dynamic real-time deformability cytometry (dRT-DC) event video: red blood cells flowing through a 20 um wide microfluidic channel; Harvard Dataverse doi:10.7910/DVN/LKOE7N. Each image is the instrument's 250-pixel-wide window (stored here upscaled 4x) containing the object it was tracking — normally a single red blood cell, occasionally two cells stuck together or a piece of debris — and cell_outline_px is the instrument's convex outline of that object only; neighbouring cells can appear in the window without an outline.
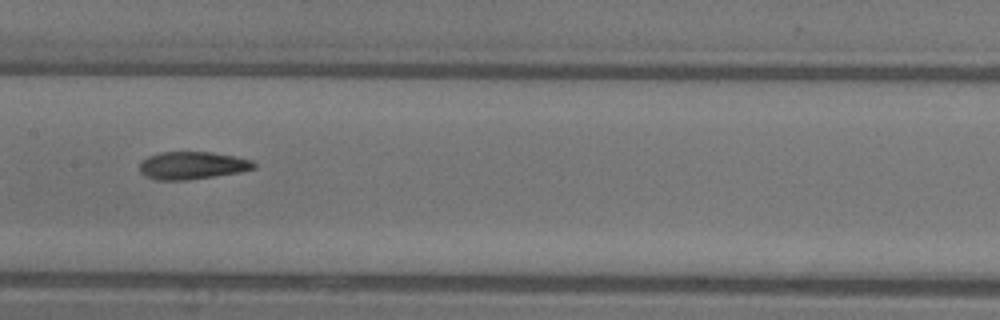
{"species": "common noctule bat (a hibernating species)", "species_latin": "Nyctalus noctula", "temperature_condition": "warm", "stored_images_in_passage": 8, "camera_frame_rate_fps": 3000, "um_per_image_px": 0.085, "animal": {"sex": "female"}, "frame": {"image": 1, "passage_image": 7, "time_ms": 2.0, "image_size_px": [1000, 320], "cell_outline_px": [[256, 168], [240, 172], [216, 176], [188, 180], [156, 180], [144, 176], [140, 172], [140, 160], [148, 156], [160, 152], [212, 152], [236, 156], [252, 160], [256, 164]], "centroid_in_image_um": [16.34, 14.06], "position_along_channel_um": 191.1, "area_um2": 18.67}}
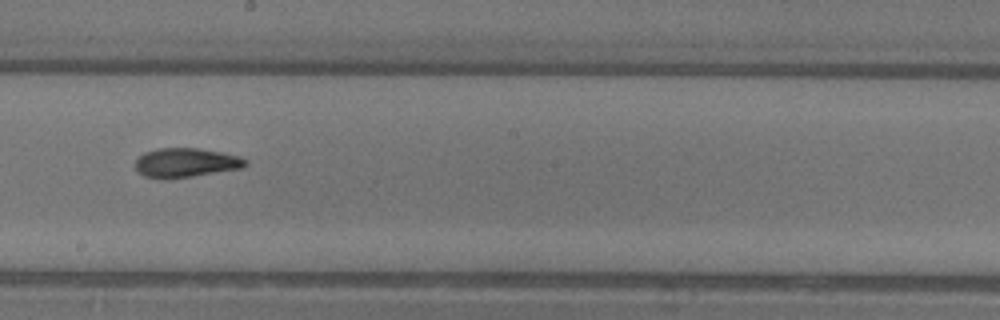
{"frame": {"image": 2, "passage_image": 8, "time_ms": 2.333, "image_size_px": [1000, 320], "cell_outline_px": [[248, 164], [244, 168], [168, 180], [160, 180], [144, 176], [136, 172], [136, 160], [144, 152], [156, 148], [196, 148], [220, 152], [240, 156], [248, 160]], "centroid_in_image_um": [15.79, 13.85], "position_along_channel_um": 232.4, "area_um2": 19.19}}